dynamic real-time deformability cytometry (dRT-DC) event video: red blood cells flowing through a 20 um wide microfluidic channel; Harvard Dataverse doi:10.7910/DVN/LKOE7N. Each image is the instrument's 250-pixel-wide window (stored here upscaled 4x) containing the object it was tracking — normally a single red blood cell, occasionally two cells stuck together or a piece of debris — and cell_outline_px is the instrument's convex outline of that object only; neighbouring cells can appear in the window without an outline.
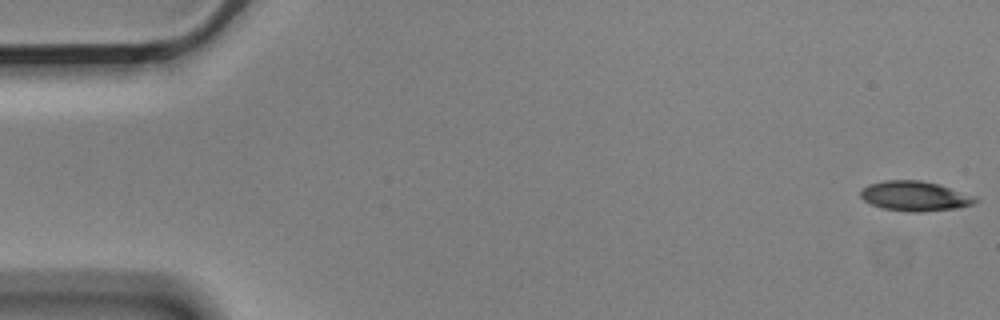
{"species": "Egyptian fruit bat (a non-hibernating species)", "species_latin": "Rousettus aegyptiacus", "temperature_condition": "cold", "stored_images_in_passage": 2, "camera_frame_rate_fps": 3000, "um_per_image_px": 0.085, "animal": {"sex": "male"}, "frame": {"image": 1, "passage_image": 1, "time_ms": 0.0, "image_size_px": [1000, 320], "cell_outline_px": [[980, 200], [972, 204], [960, 208], [920, 212], [908, 212], [880, 208], [864, 200], [860, 196], [860, 192], [868, 184], [884, 180], [920, 180], [940, 184], [976, 196]], "centroid_in_image_um": [77.8, 16.67], "position_along_channel_um": 7.2, "area_um2": 20.23}}